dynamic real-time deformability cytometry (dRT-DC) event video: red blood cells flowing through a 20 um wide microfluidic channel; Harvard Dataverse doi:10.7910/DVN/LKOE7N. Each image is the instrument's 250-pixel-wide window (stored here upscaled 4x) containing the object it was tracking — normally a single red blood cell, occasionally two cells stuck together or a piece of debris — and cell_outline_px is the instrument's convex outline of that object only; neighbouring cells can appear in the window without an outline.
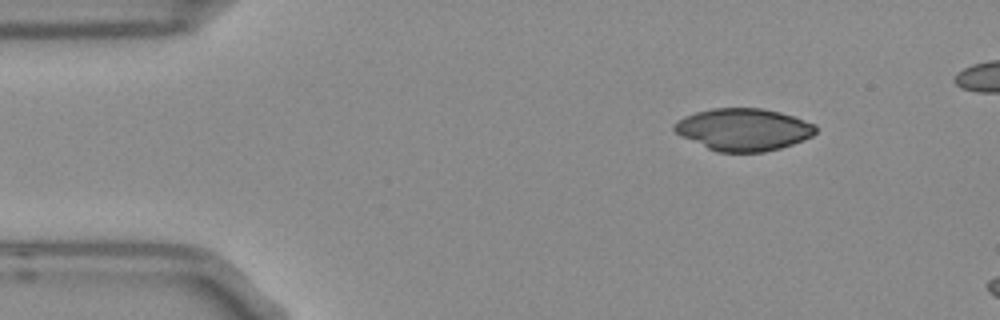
{"species": "Egyptian fruit bat (a non-hibernating species)", "species_latin": "Rousettus aegyptiacus", "temperature_condition": "room temperature", "stored_images_in_passage": 4, "camera_frame_rate_fps": 3000, "um_per_image_px": 0.085, "frame": {"image": 1, "passage_image": 1, "time_ms": 0.0, "image_size_px": [1000, 320], "cell_outline_px": [[816, 132], [812, 136], [804, 140], [780, 148], [764, 152], [716, 152], [680, 136], [672, 128], [672, 124], [676, 120], [684, 116], [696, 112], [712, 108], [764, 108], [780, 112], [816, 124]], "centroid_in_image_um": [63.17, 11.0], "position_along_channel_um": 21.8, "area_um2": 35.03}}